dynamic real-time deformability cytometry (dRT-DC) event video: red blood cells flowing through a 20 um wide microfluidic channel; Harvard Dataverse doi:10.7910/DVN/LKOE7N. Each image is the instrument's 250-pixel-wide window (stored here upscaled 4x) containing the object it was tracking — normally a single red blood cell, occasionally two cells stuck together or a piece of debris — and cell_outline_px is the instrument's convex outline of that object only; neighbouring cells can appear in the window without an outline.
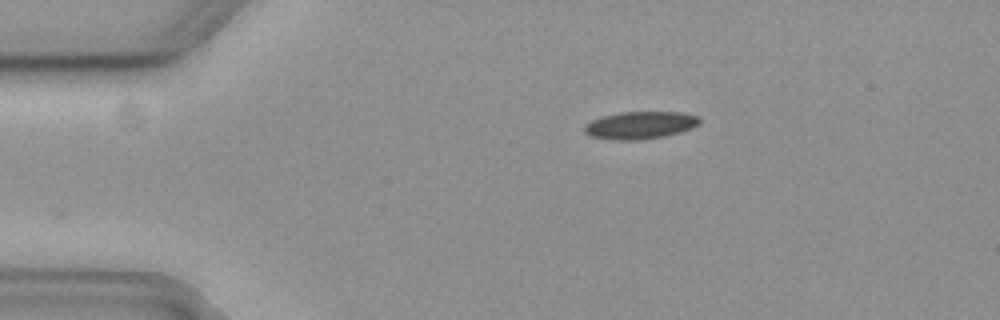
{"species": "common noctule bat (a hibernating species)", "species_latin": "Nyctalus noctula", "temperature_condition": "cold", "stored_images_in_passage": 2, "camera_frame_rate_fps": 3000, "um_per_image_px": 0.085, "animal": {"sex": "female", "body_mass_g": 19.3, "forearm_length_mm": 54.1}, "frame": {"image": 1, "passage_image": 2, "time_ms": 0.333, "image_size_px": [1000, 320], "cell_outline_px": [[700, 124], [692, 128], [680, 132], [664, 136], [636, 140], [620, 140], [588, 136], [584, 132], [584, 124], [592, 120], [604, 116], [620, 112], [680, 112], [700, 116]], "centroid_in_image_um": [54.42, 10.63], "position_along_channel_um": 30.6, "area_um2": 18.44}}